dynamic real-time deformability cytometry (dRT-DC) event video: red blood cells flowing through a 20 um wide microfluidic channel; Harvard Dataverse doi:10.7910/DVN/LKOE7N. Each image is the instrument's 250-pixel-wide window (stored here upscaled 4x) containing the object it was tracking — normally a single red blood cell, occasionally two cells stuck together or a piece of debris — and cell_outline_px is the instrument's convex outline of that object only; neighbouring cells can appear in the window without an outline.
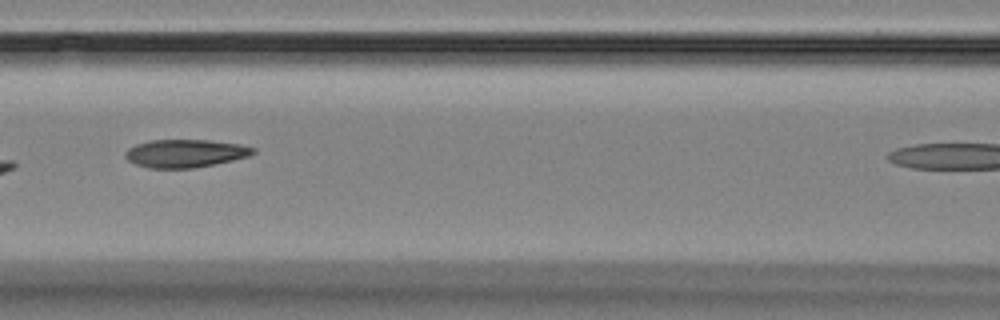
{"species": "Egyptian fruit bat (a non-hibernating species)", "species_latin": "Rousettus aegyptiacus", "temperature_condition": "room temperature", "stored_images_in_passage": 8, "camera_frame_rate_fps": 3000, "um_per_image_px": 0.085, "animal": {"sex": "female"}, "frame": {"image": 1, "passage_image": 4, "time_ms": 4.0, "image_size_px": [1000, 320], "cell_outline_px": [[256, 152], [248, 156], [232, 160], [192, 168], [148, 168], [136, 164], [128, 160], [124, 156], [128, 148], [136, 144], [152, 140], [208, 140], [240, 144], [256, 148]], "centroid_in_image_um": [15.74, 13.03], "position_along_channel_um": 150.9, "area_um2": 20.69}}
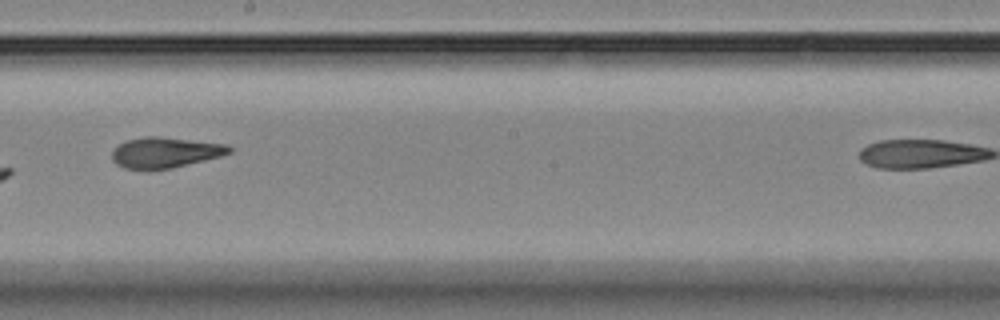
{"frame": {"image": 2, "passage_image": 6, "time_ms": 6.333, "image_size_px": [1000, 320], "cell_outline_px": [[232, 152], [220, 156], [172, 168], [148, 172], [124, 168], [116, 164], [112, 160], [112, 152], [120, 144], [128, 140], [144, 136], [160, 136], [228, 144], [232, 148]], "centroid_in_image_um": [14.02, 12.98], "position_along_channel_um": 234.2, "area_um2": 21.33}}
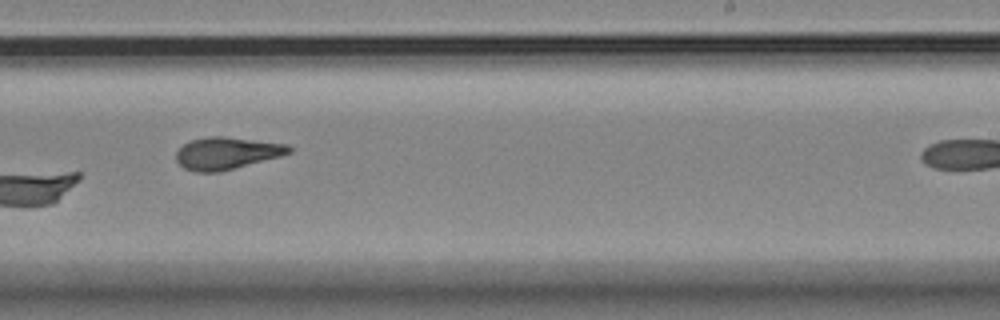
{"frame": {"image": 3, "passage_image": 7, "time_ms": 7.333, "image_size_px": [1000, 320], "cell_outline_px": [[292, 152], [280, 156], [220, 172], [196, 172], [184, 168], [176, 160], [176, 152], [184, 144], [192, 140], [208, 136], [224, 136], [288, 144], [292, 148]], "centroid_in_image_um": [19.27, 13.02], "position_along_channel_um": 269.7, "area_um2": 21.1}}